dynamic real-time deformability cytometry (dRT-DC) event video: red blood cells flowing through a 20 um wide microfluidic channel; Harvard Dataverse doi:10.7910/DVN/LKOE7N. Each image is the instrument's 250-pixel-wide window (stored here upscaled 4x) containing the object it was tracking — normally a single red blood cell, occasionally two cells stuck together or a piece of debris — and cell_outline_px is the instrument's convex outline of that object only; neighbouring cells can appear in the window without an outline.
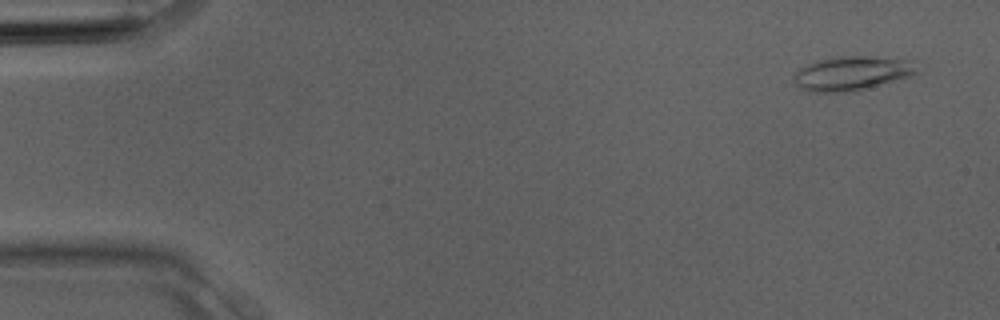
{"species": "Egyptian fruit bat (a non-hibernating species)", "species_latin": "Rousettus aegyptiacus", "temperature_condition": "room temperature", "stored_images_in_passage": 3, "camera_frame_rate_fps": 3000, "um_per_image_px": 0.085, "animal": {"sex": "male"}, "frame": {"image": 1, "passage_image": 1, "time_ms": 0.0, "image_size_px": [1000, 320], "cell_outline_px": [[920, 72], [908, 76], [852, 92], [812, 92], [800, 88], [792, 80], [796, 72], [800, 68], [816, 60], [832, 56], [864, 56], [908, 60]], "centroid_in_image_um": [72.33, 6.23], "position_along_channel_um": 12.7, "area_um2": 24.22}}
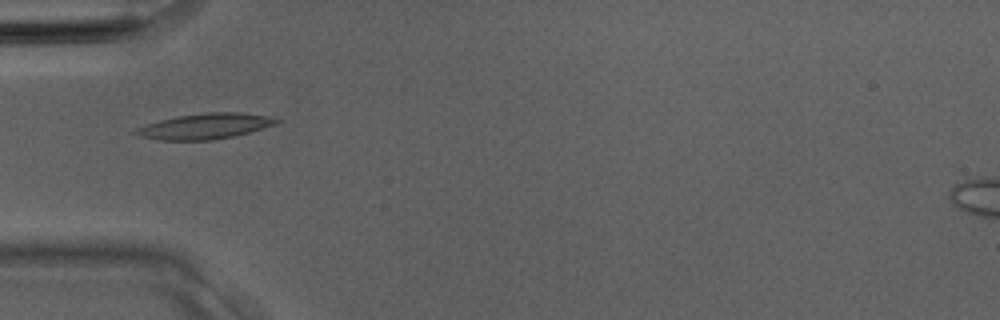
{"frame": {"image": 2, "passage_image": 3, "time_ms": 0.667, "image_size_px": [1000, 320], "cell_outline_px": [[284, 120], [276, 124], [248, 132], [232, 136], [212, 140], [160, 140], [140, 136], [132, 132], [136, 128], [160, 120], [180, 116], [208, 112], [240, 112], [268, 116]], "centroid_in_image_um": [17.45, 10.72], "position_along_channel_um": 67.5, "area_um2": 20.69}}